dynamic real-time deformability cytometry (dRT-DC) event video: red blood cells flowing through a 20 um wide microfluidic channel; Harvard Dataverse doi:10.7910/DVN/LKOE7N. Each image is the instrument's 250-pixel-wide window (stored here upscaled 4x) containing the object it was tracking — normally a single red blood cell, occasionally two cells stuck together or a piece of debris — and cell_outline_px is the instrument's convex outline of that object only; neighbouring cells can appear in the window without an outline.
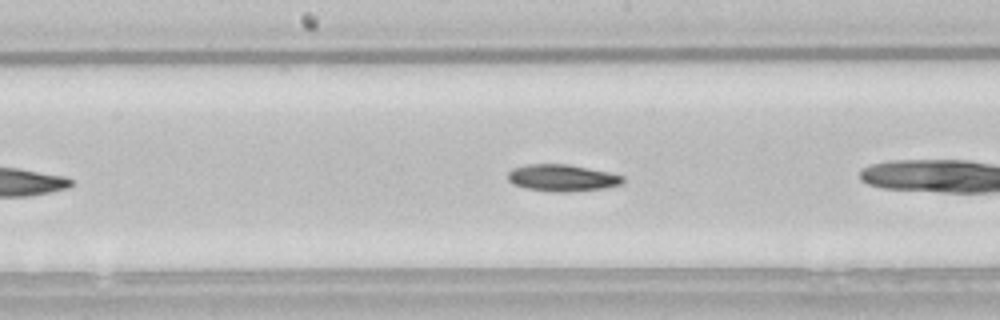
{"species": "common noctule bat (a hibernating species)", "species_latin": "Nyctalus noctula", "temperature_condition": "room temperature", "stored_images_in_passage": 19, "camera_frame_rate_fps": 3000, "um_per_image_px": 0.085, "animal": {"sex": "male", "body_mass_g": 21.5, "forearm_length_mm": 52.0}, "frame": {"image": 1, "passage_image": 11, "time_ms": 3.333, "image_size_px": [1000, 320], "cell_outline_px": [[624, 184], [608, 188], [568, 192], [552, 192], [524, 188], [512, 184], [508, 180], [508, 172], [512, 168], [528, 164], [568, 164], [608, 172], [624, 176]], "centroid_in_image_um": [47.8, 15.13], "position_along_channel_um": 200.4, "area_um2": 18.26}}